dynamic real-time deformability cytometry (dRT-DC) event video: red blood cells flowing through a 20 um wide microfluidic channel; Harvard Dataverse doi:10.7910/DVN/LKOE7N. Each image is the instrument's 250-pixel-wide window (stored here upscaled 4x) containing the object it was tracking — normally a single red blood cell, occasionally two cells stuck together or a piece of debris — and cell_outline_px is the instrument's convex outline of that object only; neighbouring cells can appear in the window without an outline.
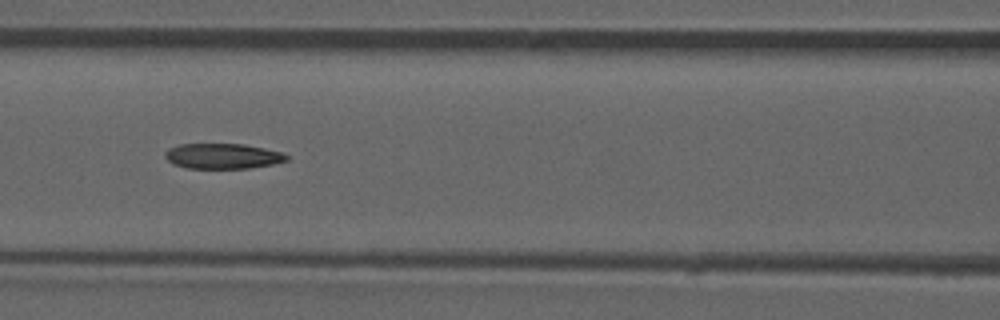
{"species": "common noctule bat (a hibernating species)", "species_latin": "Nyctalus noctula", "temperature_condition": "room temperature", "stored_images_in_passage": 51, "camera_frame_rate_fps": 3000, "um_per_image_px": 0.085, "animal": {"sex": "male", "forearm_length_mm": 52.5}, "frame": {"image": 1, "passage_image": 22, "time_ms": 7.0, "image_size_px": [1000, 320], "cell_outline_px": [[288, 160], [272, 164], [248, 168], [188, 168], [172, 164], [164, 156], [164, 152], [168, 148], [180, 144], [244, 144], [284, 152], [288, 156]], "centroid_in_image_um": [18.92, 13.26], "position_along_channel_um": 147.7, "area_um2": 17.98}, "authors_computed_cell_mechanics": {"area_um2": 18.9006, "velocity_mm_per_s": 3.9227, "shape_relaxation_time_tau1_ms": null, "shape_relaxation_time_tau2_ms": 4.9786, "deformation_change_tau1": null, "deformation_change_tau2": 0.1159}}